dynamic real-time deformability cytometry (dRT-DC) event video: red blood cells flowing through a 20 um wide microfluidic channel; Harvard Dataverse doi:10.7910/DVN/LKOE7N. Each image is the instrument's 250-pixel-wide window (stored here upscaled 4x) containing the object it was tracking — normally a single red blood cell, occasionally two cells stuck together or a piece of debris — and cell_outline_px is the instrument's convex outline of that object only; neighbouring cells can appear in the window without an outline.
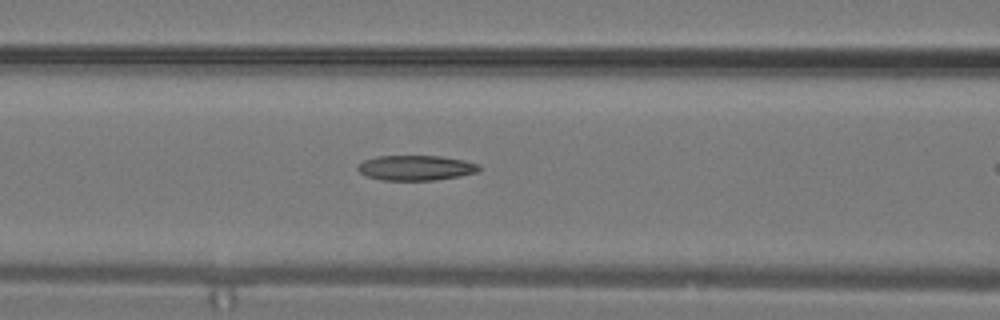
{"species": "common noctule bat (a hibernating species)", "species_latin": "Nyctalus noctula", "temperature_condition": "warm", "stored_images_in_passage": 7, "camera_frame_rate_fps": 3000, "um_per_image_px": 0.085, "animal": {"sex": "male", "body_mass_g": 19.2, "forearm_length_mm": 51.8}, "frame": {"image": 1, "passage_image": 6, "time_ms": 1.667, "image_size_px": [1000, 320], "cell_outline_px": [[480, 168], [476, 172], [460, 176], [432, 180], [384, 180], [364, 176], [356, 168], [364, 160], [376, 156], [440, 156], [464, 160], [480, 164]], "centroid_in_image_um": [35.34, 14.26], "position_along_channel_um": 131.3, "area_um2": 17.69}}